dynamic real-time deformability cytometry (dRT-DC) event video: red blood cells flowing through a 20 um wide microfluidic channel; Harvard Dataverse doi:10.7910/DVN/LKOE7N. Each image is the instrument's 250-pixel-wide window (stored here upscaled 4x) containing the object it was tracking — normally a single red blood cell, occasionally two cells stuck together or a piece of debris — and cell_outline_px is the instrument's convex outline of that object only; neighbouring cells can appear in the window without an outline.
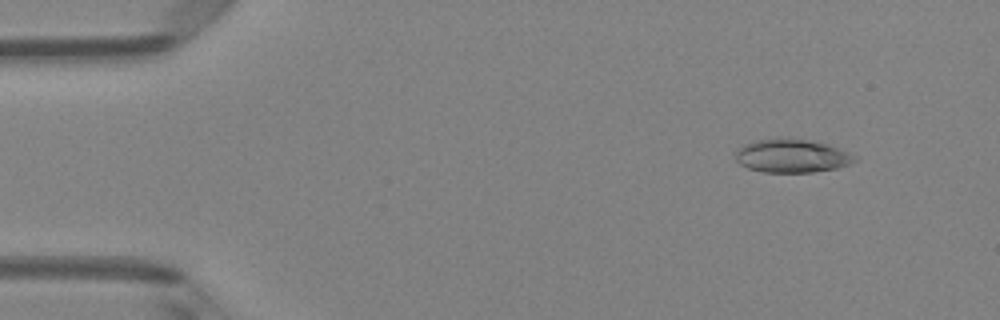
{"species": "Egyptian fruit bat (a non-hibernating species)", "species_latin": "Rousettus aegyptiacus", "temperature_condition": "room temperature", "stored_images_in_passage": 49, "camera_frame_rate_fps": 3000, "um_per_image_px": 0.085, "animal": {"sex": "female"}, "frame": {"image": 1, "passage_image": 5, "time_ms": 1.333, "image_size_px": [1000, 320], "cell_outline_px": [[856, 160], [848, 164], [836, 168], [812, 172], [764, 172], [748, 168], [740, 164], [736, 160], [736, 152], [744, 144], [756, 140], [776, 136], [796, 136], [828, 144], [848, 152], [856, 156]], "centroid_in_image_um": [67.29, 13.2], "position_along_channel_um": 17.7, "area_um2": 23.7}}
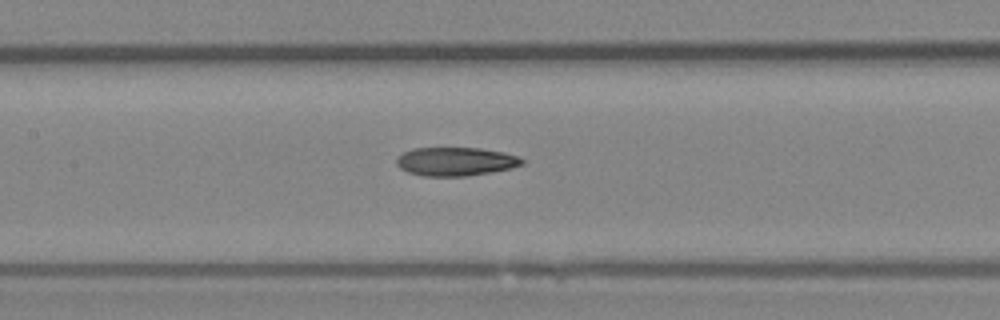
{"frame": {"image": 2, "passage_image": 23, "time_ms": 7.333, "image_size_px": [1000, 320], "cell_outline_px": [[524, 164], [512, 168], [492, 172], [464, 176], [424, 176], [408, 172], [400, 168], [396, 164], [396, 156], [412, 148], [480, 148], [504, 152], [516, 156], [524, 160]], "centroid_in_image_um": [38.71, 13.72], "position_along_channel_um": 168.7, "area_um2": 20.98}}
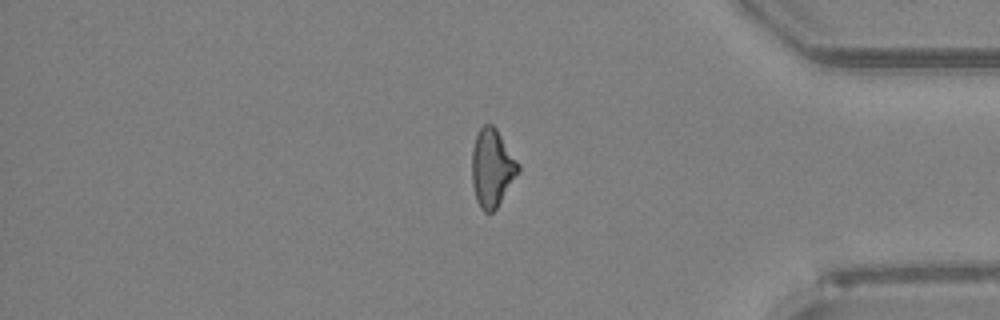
{"frame": {"image": 3, "passage_image": 41, "time_ms": 13.333, "image_size_px": [1000, 320], "cell_outline_px": [[520, 168], [496, 208], [492, 212], [484, 212], [480, 208], [476, 200], [472, 184], [472, 148], [476, 136], [480, 128], [484, 124], [492, 124], [496, 128], [520, 164]], "centroid_in_image_um": [41.8, 14.25], "position_along_channel_um": 393.4, "area_um2": 20.75}, "authors_computed_cell_mechanics": {"area_um2": 21.386, "velocity_mm_per_s": 4.1542, "shape_relaxation_time_tau1_ms": null, "shape_relaxation_time_tau2_ms": 4.349, "deformation_change_tau1": null, "deformation_change_tau2": 0.1413}}